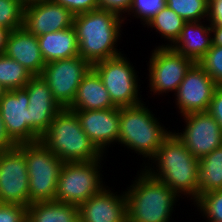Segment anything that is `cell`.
Wrapping results in <instances>:
<instances>
[{
    "mask_svg": "<svg viewBox=\"0 0 222 222\" xmlns=\"http://www.w3.org/2000/svg\"><path fill=\"white\" fill-rule=\"evenodd\" d=\"M151 160L149 162L155 163L158 169L145 164L144 170L152 177L162 181L179 197L188 195L193 202L198 198L199 159L187 150L173 131Z\"/></svg>",
    "mask_w": 222,
    "mask_h": 222,
    "instance_id": "cell-1",
    "label": "cell"
},
{
    "mask_svg": "<svg viewBox=\"0 0 222 222\" xmlns=\"http://www.w3.org/2000/svg\"><path fill=\"white\" fill-rule=\"evenodd\" d=\"M125 17L102 8L75 15L73 26L79 44V56L91 65L121 55L116 47Z\"/></svg>",
    "mask_w": 222,
    "mask_h": 222,
    "instance_id": "cell-2",
    "label": "cell"
},
{
    "mask_svg": "<svg viewBox=\"0 0 222 222\" xmlns=\"http://www.w3.org/2000/svg\"><path fill=\"white\" fill-rule=\"evenodd\" d=\"M130 187L125 191L127 222H171L173 206L179 197L159 179L141 168Z\"/></svg>",
    "mask_w": 222,
    "mask_h": 222,
    "instance_id": "cell-3",
    "label": "cell"
},
{
    "mask_svg": "<svg viewBox=\"0 0 222 222\" xmlns=\"http://www.w3.org/2000/svg\"><path fill=\"white\" fill-rule=\"evenodd\" d=\"M40 140L63 162H87L103 157L83 131L76 113L67 108L53 118Z\"/></svg>",
    "mask_w": 222,
    "mask_h": 222,
    "instance_id": "cell-4",
    "label": "cell"
},
{
    "mask_svg": "<svg viewBox=\"0 0 222 222\" xmlns=\"http://www.w3.org/2000/svg\"><path fill=\"white\" fill-rule=\"evenodd\" d=\"M145 102L128 107H120V128L118 145L134 150L144 159L151 160L171 133L159 119L154 117ZM158 119V120H157ZM161 124V125H160ZM149 158V159H148Z\"/></svg>",
    "mask_w": 222,
    "mask_h": 222,
    "instance_id": "cell-5",
    "label": "cell"
},
{
    "mask_svg": "<svg viewBox=\"0 0 222 222\" xmlns=\"http://www.w3.org/2000/svg\"><path fill=\"white\" fill-rule=\"evenodd\" d=\"M24 154L29 177V204L54 201L63 161L41 141L18 144Z\"/></svg>",
    "mask_w": 222,
    "mask_h": 222,
    "instance_id": "cell-6",
    "label": "cell"
},
{
    "mask_svg": "<svg viewBox=\"0 0 222 222\" xmlns=\"http://www.w3.org/2000/svg\"><path fill=\"white\" fill-rule=\"evenodd\" d=\"M102 157L87 162H64L59 174L55 201L81 205L104 186L100 167Z\"/></svg>",
    "mask_w": 222,
    "mask_h": 222,
    "instance_id": "cell-7",
    "label": "cell"
},
{
    "mask_svg": "<svg viewBox=\"0 0 222 222\" xmlns=\"http://www.w3.org/2000/svg\"><path fill=\"white\" fill-rule=\"evenodd\" d=\"M121 54L92 65L101 77L104 87L116 107L135 106L142 103L139 97L138 75L130 61Z\"/></svg>",
    "mask_w": 222,
    "mask_h": 222,
    "instance_id": "cell-8",
    "label": "cell"
},
{
    "mask_svg": "<svg viewBox=\"0 0 222 222\" xmlns=\"http://www.w3.org/2000/svg\"><path fill=\"white\" fill-rule=\"evenodd\" d=\"M91 68L87 60L75 56L46 63L41 77L47 82L54 100L64 109L72 104L77 88Z\"/></svg>",
    "mask_w": 222,
    "mask_h": 222,
    "instance_id": "cell-9",
    "label": "cell"
},
{
    "mask_svg": "<svg viewBox=\"0 0 222 222\" xmlns=\"http://www.w3.org/2000/svg\"><path fill=\"white\" fill-rule=\"evenodd\" d=\"M149 59V88L154 95L177 92L186 72L195 63L171 47H155Z\"/></svg>",
    "mask_w": 222,
    "mask_h": 222,
    "instance_id": "cell-10",
    "label": "cell"
},
{
    "mask_svg": "<svg viewBox=\"0 0 222 222\" xmlns=\"http://www.w3.org/2000/svg\"><path fill=\"white\" fill-rule=\"evenodd\" d=\"M29 177L24 154L16 147L0 153V203L29 205Z\"/></svg>",
    "mask_w": 222,
    "mask_h": 222,
    "instance_id": "cell-11",
    "label": "cell"
},
{
    "mask_svg": "<svg viewBox=\"0 0 222 222\" xmlns=\"http://www.w3.org/2000/svg\"><path fill=\"white\" fill-rule=\"evenodd\" d=\"M183 119L184 131L174 133L194 157L200 159L222 146V129L208 111L189 113Z\"/></svg>",
    "mask_w": 222,
    "mask_h": 222,
    "instance_id": "cell-12",
    "label": "cell"
},
{
    "mask_svg": "<svg viewBox=\"0 0 222 222\" xmlns=\"http://www.w3.org/2000/svg\"><path fill=\"white\" fill-rule=\"evenodd\" d=\"M218 87L212 77L200 65L194 63L174 93L181 116L194 112H207Z\"/></svg>",
    "mask_w": 222,
    "mask_h": 222,
    "instance_id": "cell-13",
    "label": "cell"
},
{
    "mask_svg": "<svg viewBox=\"0 0 222 222\" xmlns=\"http://www.w3.org/2000/svg\"><path fill=\"white\" fill-rule=\"evenodd\" d=\"M73 18L67 8L51 0H26L23 27L40 36L73 26Z\"/></svg>",
    "mask_w": 222,
    "mask_h": 222,
    "instance_id": "cell-14",
    "label": "cell"
},
{
    "mask_svg": "<svg viewBox=\"0 0 222 222\" xmlns=\"http://www.w3.org/2000/svg\"><path fill=\"white\" fill-rule=\"evenodd\" d=\"M28 106V93L24 88L7 91L0 101V113L6 131L17 145L41 138L29 126Z\"/></svg>",
    "mask_w": 222,
    "mask_h": 222,
    "instance_id": "cell-15",
    "label": "cell"
},
{
    "mask_svg": "<svg viewBox=\"0 0 222 222\" xmlns=\"http://www.w3.org/2000/svg\"><path fill=\"white\" fill-rule=\"evenodd\" d=\"M74 112L80 120L83 131L103 155L110 144L118 142L120 107Z\"/></svg>",
    "mask_w": 222,
    "mask_h": 222,
    "instance_id": "cell-16",
    "label": "cell"
},
{
    "mask_svg": "<svg viewBox=\"0 0 222 222\" xmlns=\"http://www.w3.org/2000/svg\"><path fill=\"white\" fill-rule=\"evenodd\" d=\"M24 89L29 98V126L41 137L62 108L41 76H33Z\"/></svg>",
    "mask_w": 222,
    "mask_h": 222,
    "instance_id": "cell-17",
    "label": "cell"
},
{
    "mask_svg": "<svg viewBox=\"0 0 222 222\" xmlns=\"http://www.w3.org/2000/svg\"><path fill=\"white\" fill-rule=\"evenodd\" d=\"M116 193L105 186L79 205L80 222H127L126 194Z\"/></svg>",
    "mask_w": 222,
    "mask_h": 222,
    "instance_id": "cell-18",
    "label": "cell"
},
{
    "mask_svg": "<svg viewBox=\"0 0 222 222\" xmlns=\"http://www.w3.org/2000/svg\"><path fill=\"white\" fill-rule=\"evenodd\" d=\"M4 54L16 60L33 76H41L46 65L37 36L24 27L10 32Z\"/></svg>",
    "mask_w": 222,
    "mask_h": 222,
    "instance_id": "cell-19",
    "label": "cell"
},
{
    "mask_svg": "<svg viewBox=\"0 0 222 222\" xmlns=\"http://www.w3.org/2000/svg\"><path fill=\"white\" fill-rule=\"evenodd\" d=\"M109 93L104 87L101 77L91 68L83 77L77 88L72 104L67 108L71 111H87L115 108Z\"/></svg>",
    "mask_w": 222,
    "mask_h": 222,
    "instance_id": "cell-20",
    "label": "cell"
},
{
    "mask_svg": "<svg viewBox=\"0 0 222 222\" xmlns=\"http://www.w3.org/2000/svg\"><path fill=\"white\" fill-rule=\"evenodd\" d=\"M204 22H186L180 37L171 48L197 63L213 44L211 24Z\"/></svg>",
    "mask_w": 222,
    "mask_h": 222,
    "instance_id": "cell-21",
    "label": "cell"
},
{
    "mask_svg": "<svg viewBox=\"0 0 222 222\" xmlns=\"http://www.w3.org/2000/svg\"><path fill=\"white\" fill-rule=\"evenodd\" d=\"M45 63L79 56V44L74 26L37 36Z\"/></svg>",
    "mask_w": 222,
    "mask_h": 222,
    "instance_id": "cell-22",
    "label": "cell"
},
{
    "mask_svg": "<svg viewBox=\"0 0 222 222\" xmlns=\"http://www.w3.org/2000/svg\"><path fill=\"white\" fill-rule=\"evenodd\" d=\"M27 217L32 222H80L77 205L55 200L29 204Z\"/></svg>",
    "mask_w": 222,
    "mask_h": 222,
    "instance_id": "cell-23",
    "label": "cell"
},
{
    "mask_svg": "<svg viewBox=\"0 0 222 222\" xmlns=\"http://www.w3.org/2000/svg\"><path fill=\"white\" fill-rule=\"evenodd\" d=\"M222 190V146L199 159L198 196Z\"/></svg>",
    "mask_w": 222,
    "mask_h": 222,
    "instance_id": "cell-24",
    "label": "cell"
},
{
    "mask_svg": "<svg viewBox=\"0 0 222 222\" xmlns=\"http://www.w3.org/2000/svg\"><path fill=\"white\" fill-rule=\"evenodd\" d=\"M186 21L181 18L177 13L165 6L156 13L145 24L148 27L156 29V32L161 35L165 40H168L167 45H158V47H172L180 37L181 31Z\"/></svg>",
    "mask_w": 222,
    "mask_h": 222,
    "instance_id": "cell-25",
    "label": "cell"
},
{
    "mask_svg": "<svg viewBox=\"0 0 222 222\" xmlns=\"http://www.w3.org/2000/svg\"><path fill=\"white\" fill-rule=\"evenodd\" d=\"M33 75L16 60L0 55V84L7 90L22 89Z\"/></svg>",
    "mask_w": 222,
    "mask_h": 222,
    "instance_id": "cell-26",
    "label": "cell"
},
{
    "mask_svg": "<svg viewBox=\"0 0 222 222\" xmlns=\"http://www.w3.org/2000/svg\"><path fill=\"white\" fill-rule=\"evenodd\" d=\"M166 6L175 11L186 22L206 21L208 19L209 0H166Z\"/></svg>",
    "mask_w": 222,
    "mask_h": 222,
    "instance_id": "cell-27",
    "label": "cell"
},
{
    "mask_svg": "<svg viewBox=\"0 0 222 222\" xmlns=\"http://www.w3.org/2000/svg\"><path fill=\"white\" fill-rule=\"evenodd\" d=\"M26 0H0V27L15 30L23 27Z\"/></svg>",
    "mask_w": 222,
    "mask_h": 222,
    "instance_id": "cell-28",
    "label": "cell"
},
{
    "mask_svg": "<svg viewBox=\"0 0 222 222\" xmlns=\"http://www.w3.org/2000/svg\"><path fill=\"white\" fill-rule=\"evenodd\" d=\"M196 204V205H195ZM198 211L208 222H222V190H215L198 196L194 201Z\"/></svg>",
    "mask_w": 222,
    "mask_h": 222,
    "instance_id": "cell-29",
    "label": "cell"
},
{
    "mask_svg": "<svg viewBox=\"0 0 222 222\" xmlns=\"http://www.w3.org/2000/svg\"><path fill=\"white\" fill-rule=\"evenodd\" d=\"M197 64L212 77L218 86H222V46L212 44Z\"/></svg>",
    "mask_w": 222,
    "mask_h": 222,
    "instance_id": "cell-30",
    "label": "cell"
},
{
    "mask_svg": "<svg viewBox=\"0 0 222 222\" xmlns=\"http://www.w3.org/2000/svg\"><path fill=\"white\" fill-rule=\"evenodd\" d=\"M165 4L166 0H133L129 13L125 15L133 13L132 17L140 18L143 25H145Z\"/></svg>",
    "mask_w": 222,
    "mask_h": 222,
    "instance_id": "cell-31",
    "label": "cell"
},
{
    "mask_svg": "<svg viewBox=\"0 0 222 222\" xmlns=\"http://www.w3.org/2000/svg\"><path fill=\"white\" fill-rule=\"evenodd\" d=\"M67 8L74 16L99 8L98 0H51Z\"/></svg>",
    "mask_w": 222,
    "mask_h": 222,
    "instance_id": "cell-32",
    "label": "cell"
},
{
    "mask_svg": "<svg viewBox=\"0 0 222 222\" xmlns=\"http://www.w3.org/2000/svg\"><path fill=\"white\" fill-rule=\"evenodd\" d=\"M27 216V207L0 203V222H22Z\"/></svg>",
    "mask_w": 222,
    "mask_h": 222,
    "instance_id": "cell-33",
    "label": "cell"
},
{
    "mask_svg": "<svg viewBox=\"0 0 222 222\" xmlns=\"http://www.w3.org/2000/svg\"><path fill=\"white\" fill-rule=\"evenodd\" d=\"M99 8L113 11L124 17L125 13H129L133 0H98Z\"/></svg>",
    "mask_w": 222,
    "mask_h": 222,
    "instance_id": "cell-34",
    "label": "cell"
},
{
    "mask_svg": "<svg viewBox=\"0 0 222 222\" xmlns=\"http://www.w3.org/2000/svg\"><path fill=\"white\" fill-rule=\"evenodd\" d=\"M208 112L219 123L222 129V86H219L212 97Z\"/></svg>",
    "mask_w": 222,
    "mask_h": 222,
    "instance_id": "cell-35",
    "label": "cell"
},
{
    "mask_svg": "<svg viewBox=\"0 0 222 222\" xmlns=\"http://www.w3.org/2000/svg\"><path fill=\"white\" fill-rule=\"evenodd\" d=\"M208 24H222V0H209Z\"/></svg>",
    "mask_w": 222,
    "mask_h": 222,
    "instance_id": "cell-36",
    "label": "cell"
},
{
    "mask_svg": "<svg viewBox=\"0 0 222 222\" xmlns=\"http://www.w3.org/2000/svg\"><path fill=\"white\" fill-rule=\"evenodd\" d=\"M17 144L8 135L0 113V153L16 148Z\"/></svg>",
    "mask_w": 222,
    "mask_h": 222,
    "instance_id": "cell-37",
    "label": "cell"
},
{
    "mask_svg": "<svg viewBox=\"0 0 222 222\" xmlns=\"http://www.w3.org/2000/svg\"><path fill=\"white\" fill-rule=\"evenodd\" d=\"M213 44L222 46V24H211Z\"/></svg>",
    "mask_w": 222,
    "mask_h": 222,
    "instance_id": "cell-38",
    "label": "cell"
},
{
    "mask_svg": "<svg viewBox=\"0 0 222 222\" xmlns=\"http://www.w3.org/2000/svg\"><path fill=\"white\" fill-rule=\"evenodd\" d=\"M10 32L11 30L4 27H0V55L4 54L5 52V48H6V44H7V40H8Z\"/></svg>",
    "mask_w": 222,
    "mask_h": 222,
    "instance_id": "cell-39",
    "label": "cell"
},
{
    "mask_svg": "<svg viewBox=\"0 0 222 222\" xmlns=\"http://www.w3.org/2000/svg\"><path fill=\"white\" fill-rule=\"evenodd\" d=\"M6 92L7 90L0 84V101Z\"/></svg>",
    "mask_w": 222,
    "mask_h": 222,
    "instance_id": "cell-40",
    "label": "cell"
},
{
    "mask_svg": "<svg viewBox=\"0 0 222 222\" xmlns=\"http://www.w3.org/2000/svg\"><path fill=\"white\" fill-rule=\"evenodd\" d=\"M22 222H32V221L26 216Z\"/></svg>",
    "mask_w": 222,
    "mask_h": 222,
    "instance_id": "cell-41",
    "label": "cell"
}]
</instances>
